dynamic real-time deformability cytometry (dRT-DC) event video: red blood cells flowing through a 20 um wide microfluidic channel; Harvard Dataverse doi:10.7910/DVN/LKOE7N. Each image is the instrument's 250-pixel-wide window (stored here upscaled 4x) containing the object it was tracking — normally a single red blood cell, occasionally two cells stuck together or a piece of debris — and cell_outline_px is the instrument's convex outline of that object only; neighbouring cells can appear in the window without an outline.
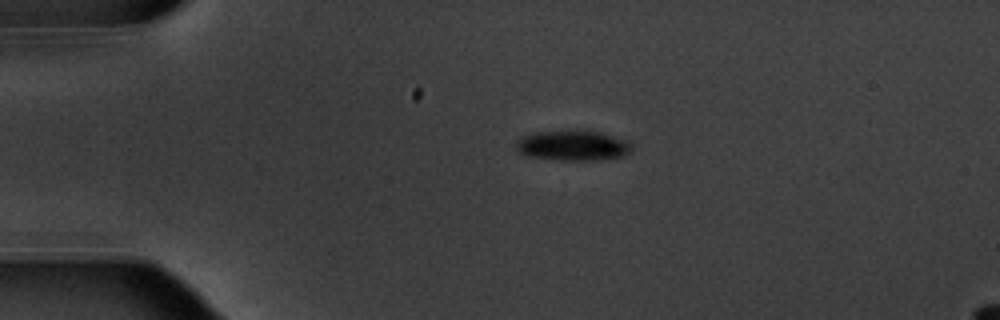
{"species": "common noctule bat (a hibernating species)", "species_latin": "Nyctalus noctula", "temperature_condition": "warm", "stored_images_in_passage": 43, "camera_frame_rate_fps": 3000, "um_per_image_px": 0.085, "animal": {"sex": "male", "body_mass_g": 20.1, "forearm_length_mm": 53.5}, "frame": {"image": 1, "passage_image": 1, "time_ms": 0.0, "image_size_px": [1000, 320], "cell_outline_px": [[632, 148], [624, 156], [596, 160], [560, 160], [528, 156], [520, 152], [516, 148], [516, 140], [524, 136], [536, 132], [572, 128], [584, 128], [600, 132], [628, 140], [632, 144]], "centroid_in_image_um": [48.71, 12.32], "position_along_channel_um": 36.3, "area_um2": 20.98}}
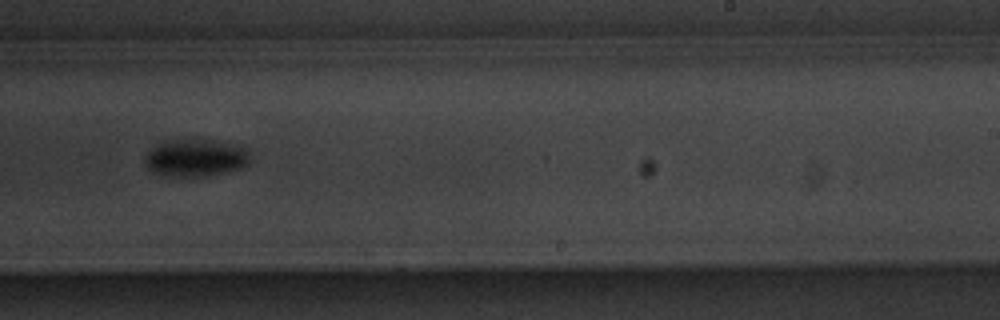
{"frame": {"image": 2, "passage_image": 23, "time_ms": 7.333, "image_size_px": [1000, 320], "cell_outline_px": [[248, 164], [240, 168], [228, 172], [208, 176], [164, 176], [152, 172], [144, 164], [144, 156], [156, 144], [164, 140], [212, 140], [232, 144], [248, 148]], "centroid_in_image_um": [16.59, 13.42], "position_along_channel_um": 272.4, "area_um2": 23.06}}
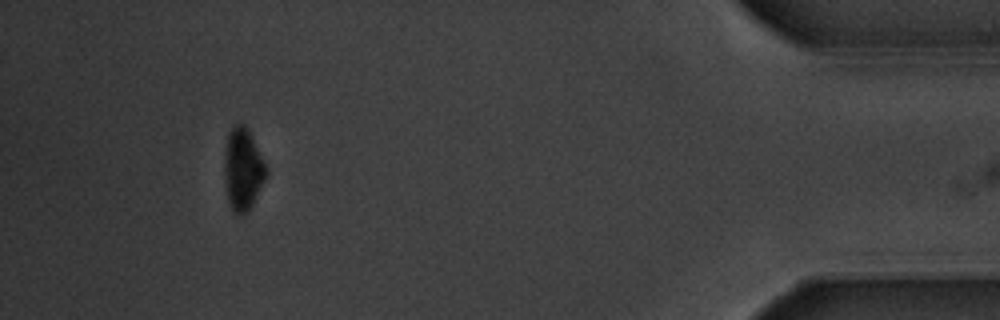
{"frame": {"image": 3, "passage_image": 39, "time_ms": 12.667, "image_size_px": [1000, 320], "cell_outline_px": [[268, 172], [248, 212], [244, 216], [240, 216], [232, 212], [228, 204], [224, 180], [224, 152], [228, 132], [236, 124], [244, 124], [248, 128], [268, 168]], "centroid_in_image_um": [20.62, 14.41], "position_along_channel_um": 414.6, "area_um2": 20.4}, "authors_computed_cell_mechanics": {"area_um2": 21.2126, "velocity_mm_per_s": 3.7777, "shape_relaxation_time_tau1_ms": 2.0245, "shape_relaxation_time_tau2_ms": null, "deformation_change_tau1": 0.1373, "deformation_change_tau2": null}}